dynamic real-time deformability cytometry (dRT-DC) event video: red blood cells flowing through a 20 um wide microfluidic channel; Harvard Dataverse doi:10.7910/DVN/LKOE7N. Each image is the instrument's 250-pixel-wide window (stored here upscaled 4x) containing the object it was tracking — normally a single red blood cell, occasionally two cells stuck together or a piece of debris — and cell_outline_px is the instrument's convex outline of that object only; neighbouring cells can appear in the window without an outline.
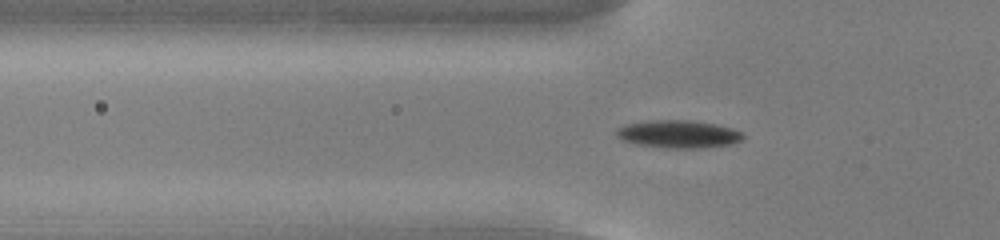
{"species": "common noctule bat (a hibernating species)", "species_latin": "Nyctalus noctula", "temperature_condition": "cold", "stored_images_in_passage": 38, "camera_frame_rate_fps": 3000, "um_per_image_px": 0.085, "animal": {"sex": "male", "body_mass_g": 13.0, "forearm_length_mm": 53.1}, "frame": {"image": 1, "passage_image": 2, "time_ms": 0.333, "image_size_px": [1000, 240], "cell_outline_px": [[744, 136], [740, 140], [732, 144], [704, 148], [668, 148], [636, 144], [624, 140], [616, 136], [616, 128], [624, 124], [648, 120], [688, 120], [716, 124], [732, 128], [744, 132]], "centroid_in_image_um": [57.66, 11.39], "position_along_channel_um": 68.1, "area_um2": 20.63}}
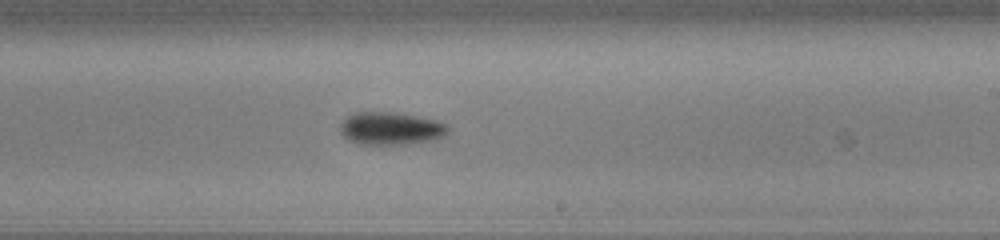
{"frame": {"image": 2, "passage_image": 17, "time_ms": 5.333, "image_size_px": [1000, 240], "cell_outline_px": [[448, 132], [444, 136], [432, 140], [412, 144], [360, 144], [344, 136], [340, 132], [340, 124], [348, 116], [356, 112], [396, 112], [436, 120], [448, 124]], "centroid_in_image_um": [33.25, 10.92], "position_along_channel_um": 255.8, "area_um2": 20.52}}
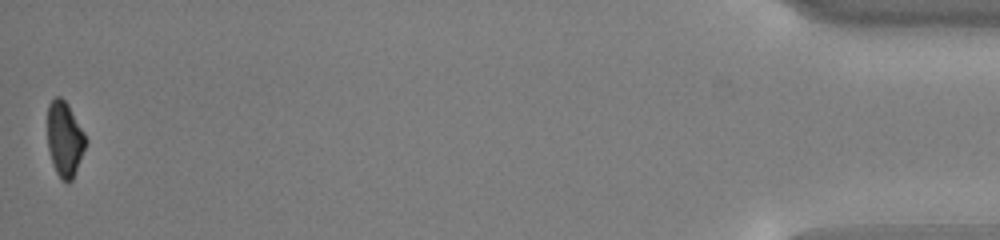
{"frame": {"image": 3, "passage_image": 38, "time_ms": 12.333, "image_size_px": [1000, 240], "cell_outline_px": [[88, 144], [72, 180], [60, 180], [52, 164], [48, 148], [48, 104], [56, 96], [60, 96], [68, 104], [84, 132], [88, 140]], "centroid_in_image_um": [5.51, 11.82], "position_along_channel_um": 429.7, "area_um2": 16.88}, "authors_computed_cell_mechanics": {"area_um2": 19.6231, "velocity_mm_per_s": 3.7832, "shape_relaxation_time_tau1_ms": 2.0944, "shape_relaxation_time_tau2_ms": null, "deformation_change_tau1": 0.1128, "deformation_change_tau2": null}}